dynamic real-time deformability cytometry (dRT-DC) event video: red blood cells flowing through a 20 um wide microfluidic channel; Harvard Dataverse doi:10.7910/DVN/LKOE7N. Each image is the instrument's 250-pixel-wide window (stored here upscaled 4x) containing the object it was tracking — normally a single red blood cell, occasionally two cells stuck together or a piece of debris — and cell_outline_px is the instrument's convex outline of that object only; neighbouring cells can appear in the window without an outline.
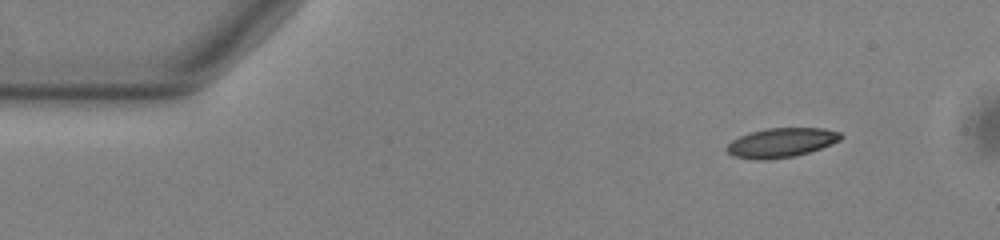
{"species": "common noctule bat (a hibernating species)", "species_latin": "Nyctalus noctula", "temperature_condition": "warm", "stored_images_in_passage": 49, "camera_frame_rate_fps": 3000, "um_per_image_px": 0.085, "animal": {"sex": "male", "body_mass_g": 13.0, "forearm_length_mm": 53.1}, "frame": {"image": 1, "passage_image": 1, "time_ms": 0.0, "image_size_px": [1000, 240], "cell_outline_px": [[844, 136], [840, 140], [820, 148], [796, 156], [768, 160], [760, 160], [732, 156], [724, 148], [732, 140], [748, 132], [764, 128], [824, 128], [840, 132]], "centroid_in_image_um": [66.38, 12.12], "position_along_channel_um": 18.6, "area_um2": 19.65}}
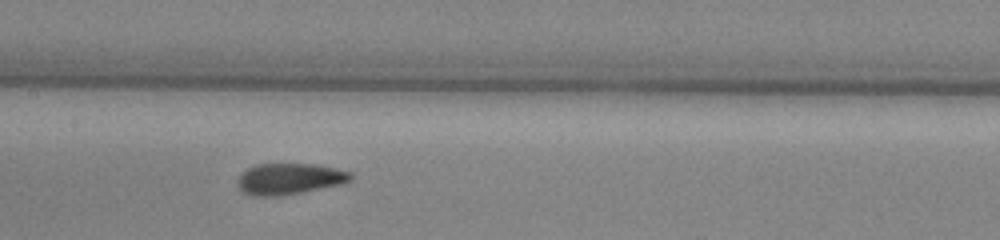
{"frame": {"image": 2, "passage_image": 21, "time_ms": 6.667, "image_size_px": [1000, 240], "cell_outline_px": [[352, 180], [344, 184], [300, 192], [276, 196], [252, 196], [244, 192], [236, 184], [236, 180], [248, 168], [256, 164], [312, 164], [336, 168], [352, 172]], "centroid_in_image_um": [24.62, 15.2], "position_along_channel_um": 182.8, "area_um2": 20.52}}
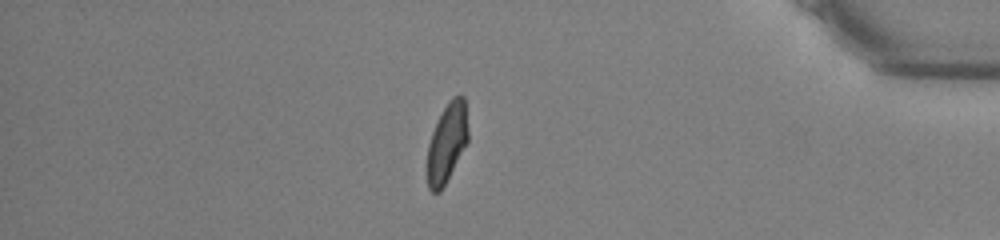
{"frame": {"image": 3, "passage_image": 41, "time_ms": 13.333, "image_size_px": [1000, 240], "cell_outline_px": [[468, 140], [440, 192], [432, 192], [428, 188], [424, 172], [424, 164], [428, 144], [432, 132], [448, 100], [452, 96], [460, 92], [464, 96], [468, 128]], "centroid_in_image_um": [37.94, 12.15], "position_along_channel_um": 397.3, "area_um2": 19.31}, "authors_computed_cell_mechanics": {"area_um2": 20.0566, "velocity_mm_per_s": 3.7939, "shape_relaxation_time_tau1_ms": 5.2042, "shape_relaxation_time_tau2_ms": 1.503, "deformation_change_tau1": 0.1523, "deformation_change_tau2": 0.0694}}